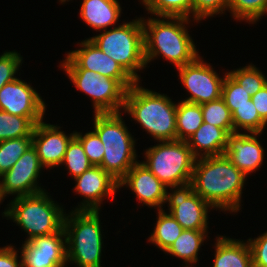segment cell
Returning <instances> with one entry per match:
<instances>
[{
    "label": "cell",
    "instance_id": "cell-1",
    "mask_svg": "<svg viewBox=\"0 0 267 267\" xmlns=\"http://www.w3.org/2000/svg\"><path fill=\"white\" fill-rule=\"evenodd\" d=\"M246 177L222 154L196 158L190 183L194 192L213 208L233 213L241 210Z\"/></svg>",
    "mask_w": 267,
    "mask_h": 267
},
{
    "label": "cell",
    "instance_id": "cell-2",
    "mask_svg": "<svg viewBox=\"0 0 267 267\" xmlns=\"http://www.w3.org/2000/svg\"><path fill=\"white\" fill-rule=\"evenodd\" d=\"M144 19L142 18L146 64L156 59L155 57L162 56L179 68L199 56L185 26L190 23V19L169 16Z\"/></svg>",
    "mask_w": 267,
    "mask_h": 267
},
{
    "label": "cell",
    "instance_id": "cell-3",
    "mask_svg": "<svg viewBox=\"0 0 267 267\" xmlns=\"http://www.w3.org/2000/svg\"><path fill=\"white\" fill-rule=\"evenodd\" d=\"M139 83L126 91L123 110L158 142L176 140L177 103Z\"/></svg>",
    "mask_w": 267,
    "mask_h": 267
},
{
    "label": "cell",
    "instance_id": "cell-4",
    "mask_svg": "<svg viewBox=\"0 0 267 267\" xmlns=\"http://www.w3.org/2000/svg\"><path fill=\"white\" fill-rule=\"evenodd\" d=\"M122 113H95L94 131L104 145L105 153L99 165L120 182L138 162L135 140L125 125Z\"/></svg>",
    "mask_w": 267,
    "mask_h": 267
},
{
    "label": "cell",
    "instance_id": "cell-5",
    "mask_svg": "<svg viewBox=\"0 0 267 267\" xmlns=\"http://www.w3.org/2000/svg\"><path fill=\"white\" fill-rule=\"evenodd\" d=\"M50 197L45 190L14 198L2 214L28 234L25 241L57 233L64 228L65 215L68 214H64L63 207Z\"/></svg>",
    "mask_w": 267,
    "mask_h": 267
},
{
    "label": "cell",
    "instance_id": "cell-6",
    "mask_svg": "<svg viewBox=\"0 0 267 267\" xmlns=\"http://www.w3.org/2000/svg\"><path fill=\"white\" fill-rule=\"evenodd\" d=\"M99 210H72L65 215L67 262L78 267H102Z\"/></svg>",
    "mask_w": 267,
    "mask_h": 267
},
{
    "label": "cell",
    "instance_id": "cell-7",
    "mask_svg": "<svg viewBox=\"0 0 267 267\" xmlns=\"http://www.w3.org/2000/svg\"><path fill=\"white\" fill-rule=\"evenodd\" d=\"M104 54L118 62L135 80L140 82L136 72L146 68L144 27L142 18L123 22L89 38Z\"/></svg>",
    "mask_w": 267,
    "mask_h": 267
},
{
    "label": "cell",
    "instance_id": "cell-8",
    "mask_svg": "<svg viewBox=\"0 0 267 267\" xmlns=\"http://www.w3.org/2000/svg\"><path fill=\"white\" fill-rule=\"evenodd\" d=\"M144 164L167 187L191 182L196 157L185 140L160 141L147 148Z\"/></svg>",
    "mask_w": 267,
    "mask_h": 267
},
{
    "label": "cell",
    "instance_id": "cell-9",
    "mask_svg": "<svg viewBox=\"0 0 267 267\" xmlns=\"http://www.w3.org/2000/svg\"><path fill=\"white\" fill-rule=\"evenodd\" d=\"M75 85L93 101L94 113H117L124 108L126 89L116 80L86 69H63Z\"/></svg>",
    "mask_w": 267,
    "mask_h": 267
},
{
    "label": "cell",
    "instance_id": "cell-10",
    "mask_svg": "<svg viewBox=\"0 0 267 267\" xmlns=\"http://www.w3.org/2000/svg\"><path fill=\"white\" fill-rule=\"evenodd\" d=\"M81 47L67 53L60 64L62 69H86L101 74V76L116 79L126 90L135 81L116 61L104 54L90 39L79 44Z\"/></svg>",
    "mask_w": 267,
    "mask_h": 267
},
{
    "label": "cell",
    "instance_id": "cell-11",
    "mask_svg": "<svg viewBox=\"0 0 267 267\" xmlns=\"http://www.w3.org/2000/svg\"><path fill=\"white\" fill-rule=\"evenodd\" d=\"M177 70L181 84L190 93L184 102L201 105L221 98L225 77L221 78L210 63H205L200 56Z\"/></svg>",
    "mask_w": 267,
    "mask_h": 267
},
{
    "label": "cell",
    "instance_id": "cell-12",
    "mask_svg": "<svg viewBox=\"0 0 267 267\" xmlns=\"http://www.w3.org/2000/svg\"><path fill=\"white\" fill-rule=\"evenodd\" d=\"M167 192L169 213L183 229L207 230L208 209H214L193 190L191 183L180 186H170Z\"/></svg>",
    "mask_w": 267,
    "mask_h": 267
},
{
    "label": "cell",
    "instance_id": "cell-13",
    "mask_svg": "<svg viewBox=\"0 0 267 267\" xmlns=\"http://www.w3.org/2000/svg\"><path fill=\"white\" fill-rule=\"evenodd\" d=\"M41 169H43V166L40 163L37 151L31 146L9 171L0 176L1 200L7 195H14V197L16 195L15 198H17L45 191L37 181Z\"/></svg>",
    "mask_w": 267,
    "mask_h": 267
},
{
    "label": "cell",
    "instance_id": "cell-14",
    "mask_svg": "<svg viewBox=\"0 0 267 267\" xmlns=\"http://www.w3.org/2000/svg\"><path fill=\"white\" fill-rule=\"evenodd\" d=\"M21 250L23 267H65L68 264L64 228L57 233L24 241Z\"/></svg>",
    "mask_w": 267,
    "mask_h": 267
},
{
    "label": "cell",
    "instance_id": "cell-15",
    "mask_svg": "<svg viewBox=\"0 0 267 267\" xmlns=\"http://www.w3.org/2000/svg\"><path fill=\"white\" fill-rule=\"evenodd\" d=\"M0 110L22 117H44L46 104L30 84L16 78L0 89Z\"/></svg>",
    "mask_w": 267,
    "mask_h": 267
},
{
    "label": "cell",
    "instance_id": "cell-16",
    "mask_svg": "<svg viewBox=\"0 0 267 267\" xmlns=\"http://www.w3.org/2000/svg\"><path fill=\"white\" fill-rule=\"evenodd\" d=\"M74 190L84 197L83 202L75 210H99L105 197L115 196L119 190V182L100 166H92L82 175L74 178Z\"/></svg>",
    "mask_w": 267,
    "mask_h": 267
},
{
    "label": "cell",
    "instance_id": "cell-17",
    "mask_svg": "<svg viewBox=\"0 0 267 267\" xmlns=\"http://www.w3.org/2000/svg\"><path fill=\"white\" fill-rule=\"evenodd\" d=\"M60 126L39 122L32 134V146L36 149L40 163L45 168L61 166L67 146L75 132L66 135Z\"/></svg>",
    "mask_w": 267,
    "mask_h": 267
},
{
    "label": "cell",
    "instance_id": "cell-18",
    "mask_svg": "<svg viewBox=\"0 0 267 267\" xmlns=\"http://www.w3.org/2000/svg\"><path fill=\"white\" fill-rule=\"evenodd\" d=\"M127 186L140 203L163 209L168 188L144 164L137 162L119 182V188Z\"/></svg>",
    "mask_w": 267,
    "mask_h": 267
},
{
    "label": "cell",
    "instance_id": "cell-19",
    "mask_svg": "<svg viewBox=\"0 0 267 267\" xmlns=\"http://www.w3.org/2000/svg\"><path fill=\"white\" fill-rule=\"evenodd\" d=\"M259 133H232L224 154L246 176L261 168L264 148L258 141Z\"/></svg>",
    "mask_w": 267,
    "mask_h": 267
},
{
    "label": "cell",
    "instance_id": "cell-20",
    "mask_svg": "<svg viewBox=\"0 0 267 267\" xmlns=\"http://www.w3.org/2000/svg\"><path fill=\"white\" fill-rule=\"evenodd\" d=\"M121 12L118 0H83L79 11L80 18L96 31L116 26Z\"/></svg>",
    "mask_w": 267,
    "mask_h": 267
},
{
    "label": "cell",
    "instance_id": "cell-21",
    "mask_svg": "<svg viewBox=\"0 0 267 267\" xmlns=\"http://www.w3.org/2000/svg\"><path fill=\"white\" fill-rule=\"evenodd\" d=\"M229 135L226 130L203 122L187 143L196 158L222 155L225 152Z\"/></svg>",
    "mask_w": 267,
    "mask_h": 267
},
{
    "label": "cell",
    "instance_id": "cell-22",
    "mask_svg": "<svg viewBox=\"0 0 267 267\" xmlns=\"http://www.w3.org/2000/svg\"><path fill=\"white\" fill-rule=\"evenodd\" d=\"M216 239L213 267H253L248 242L222 235Z\"/></svg>",
    "mask_w": 267,
    "mask_h": 267
},
{
    "label": "cell",
    "instance_id": "cell-23",
    "mask_svg": "<svg viewBox=\"0 0 267 267\" xmlns=\"http://www.w3.org/2000/svg\"><path fill=\"white\" fill-rule=\"evenodd\" d=\"M207 232V230L183 229L166 253L183 259L186 267H192V264L195 265L198 261V252L203 245L202 243L208 237Z\"/></svg>",
    "mask_w": 267,
    "mask_h": 267
},
{
    "label": "cell",
    "instance_id": "cell-24",
    "mask_svg": "<svg viewBox=\"0 0 267 267\" xmlns=\"http://www.w3.org/2000/svg\"><path fill=\"white\" fill-rule=\"evenodd\" d=\"M203 124L199 104L180 101L176 108V140L187 141Z\"/></svg>",
    "mask_w": 267,
    "mask_h": 267
},
{
    "label": "cell",
    "instance_id": "cell-25",
    "mask_svg": "<svg viewBox=\"0 0 267 267\" xmlns=\"http://www.w3.org/2000/svg\"><path fill=\"white\" fill-rule=\"evenodd\" d=\"M157 222L149 242L166 252L183 231L176 219L163 209H158Z\"/></svg>",
    "mask_w": 267,
    "mask_h": 267
},
{
    "label": "cell",
    "instance_id": "cell-26",
    "mask_svg": "<svg viewBox=\"0 0 267 267\" xmlns=\"http://www.w3.org/2000/svg\"><path fill=\"white\" fill-rule=\"evenodd\" d=\"M43 117H22L0 110V142L7 139L32 137L35 125Z\"/></svg>",
    "mask_w": 267,
    "mask_h": 267
},
{
    "label": "cell",
    "instance_id": "cell-27",
    "mask_svg": "<svg viewBox=\"0 0 267 267\" xmlns=\"http://www.w3.org/2000/svg\"><path fill=\"white\" fill-rule=\"evenodd\" d=\"M148 14L192 18L193 0H142Z\"/></svg>",
    "mask_w": 267,
    "mask_h": 267
},
{
    "label": "cell",
    "instance_id": "cell-28",
    "mask_svg": "<svg viewBox=\"0 0 267 267\" xmlns=\"http://www.w3.org/2000/svg\"><path fill=\"white\" fill-rule=\"evenodd\" d=\"M233 120V133H241L245 130L247 133H261L266 127V123L259 117L257 109L255 108L252 100L249 104L238 106L232 112ZM241 129V131H240Z\"/></svg>",
    "mask_w": 267,
    "mask_h": 267
},
{
    "label": "cell",
    "instance_id": "cell-29",
    "mask_svg": "<svg viewBox=\"0 0 267 267\" xmlns=\"http://www.w3.org/2000/svg\"><path fill=\"white\" fill-rule=\"evenodd\" d=\"M32 146V137L7 139L0 142V176L9 171Z\"/></svg>",
    "mask_w": 267,
    "mask_h": 267
},
{
    "label": "cell",
    "instance_id": "cell-30",
    "mask_svg": "<svg viewBox=\"0 0 267 267\" xmlns=\"http://www.w3.org/2000/svg\"><path fill=\"white\" fill-rule=\"evenodd\" d=\"M200 106L203 113V122L222 128L229 134L233 133L232 113L222 98L203 103Z\"/></svg>",
    "mask_w": 267,
    "mask_h": 267
},
{
    "label": "cell",
    "instance_id": "cell-31",
    "mask_svg": "<svg viewBox=\"0 0 267 267\" xmlns=\"http://www.w3.org/2000/svg\"><path fill=\"white\" fill-rule=\"evenodd\" d=\"M228 11L236 20L255 24L267 14V0H229Z\"/></svg>",
    "mask_w": 267,
    "mask_h": 267
},
{
    "label": "cell",
    "instance_id": "cell-32",
    "mask_svg": "<svg viewBox=\"0 0 267 267\" xmlns=\"http://www.w3.org/2000/svg\"><path fill=\"white\" fill-rule=\"evenodd\" d=\"M61 165L67 167L73 179L93 166L85 154L81 142L75 136L67 146Z\"/></svg>",
    "mask_w": 267,
    "mask_h": 267
},
{
    "label": "cell",
    "instance_id": "cell-33",
    "mask_svg": "<svg viewBox=\"0 0 267 267\" xmlns=\"http://www.w3.org/2000/svg\"><path fill=\"white\" fill-rule=\"evenodd\" d=\"M227 73L251 96L267 84V78L252 63Z\"/></svg>",
    "mask_w": 267,
    "mask_h": 267
},
{
    "label": "cell",
    "instance_id": "cell-34",
    "mask_svg": "<svg viewBox=\"0 0 267 267\" xmlns=\"http://www.w3.org/2000/svg\"><path fill=\"white\" fill-rule=\"evenodd\" d=\"M225 79L222 86L221 98L224 100L226 106L231 113L237 109L238 106L249 104L251 95L241 87L228 73H225Z\"/></svg>",
    "mask_w": 267,
    "mask_h": 267
},
{
    "label": "cell",
    "instance_id": "cell-35",
    "mask_svg": "<svg viewBox=\"0 0 267 267\" xmlns=\"http://www.w3.org/2000/svg\"><path fill=\"white\" fill-rule=\"evenodd\" d=\"M75 137L81 142L91 164L99 166L102 163L105 148L97 133L93 130L83 135L75 131Z\"/></svg>",
    "mask_w": 267,
    "mask_h": 267
},
{
    "label": "cell",
    "instance_id": "cell-36",
    "mask_svg": "<svg viewBox=\"0 0 267 267\" xmlns=\"http://www.w3.org/2000/svg\"><path fill=\"white\" fill-rule=\"evenodd\" d=\"M229 7V0H193L192 17L193 21L199 22L214 16L222 14Z\"/></svg>",
    "mask_w": 267,
    "mask_h": 267
},
{
    "label": "cell",
    "instance_id": "cell-37",
    "mask_svg": "<svg viewBox=\"0 0 267 267\" xmlns=\"http://www.w3.org/2000/svg\"><path fill=\"white\" fill-rule=\"evenodd\" d=\"M23 57L16 51L4 52L0 55V89L10 81L15 80Z\"/></svg>",
    "mask_w": 267,
    "mask_h": 267
},
{
    "label": "cell",
    "instance_id": "cell-38",
    "mask_svg": "<svg viewBox=\"0 0 267 267\" xmlns=\"http://www.w3.org/2000/svg\"><path fill=\"white\" fill-rule=\"evenodd\" d=\"M252 256L253 267H267V232L255 239L247 240Z\"/></svg>",
    "mask_w": 267,
    "mask_h": 267
},
{
    "label": "cell",
    "instance_id": "cell-39",
    "mask_svg": "<svg viewBox=\"0 0 267 267\" xmlns=\"http://www.w3.org/2000/svg\"><path fill=\"white\" fill-rule=\"evenodd\" d=\"M17 252L11 244L0 248V267H23Z\"/></svg>",
    "mask_w": 267,
    "mask_h": 267
},
{
    "label": "cell",
    "instance_id": "cell-40",
    "mask_svg": "<svg viewBox=\"0 0 267 267\" xmlns=\"http://www.w3.org/2000/svg\"><path fill=\"white\" fill-rule=\"evenodd\" d=\"M251 100L257 109L259 117L267 124V84L251 96Z\"/></svg>",
    "mask_w": 267,
    "mask_h": 267
},
{
    "label": "cell",
    "instance_id": "cell-41",
    "mask_svg": "<svg viewBox=\"0 0 267 267\" xmlns=\"http://www.w3.org/2000/svg\"><path fill=\"white\" fill-rule=\"evenodd\" d=\"M67 1H70V0H60L59 2H61V3H65V2H67Z\"/></svg>",
    "mask_w": 267,
    "mask_h": 267
}]
</instances>
